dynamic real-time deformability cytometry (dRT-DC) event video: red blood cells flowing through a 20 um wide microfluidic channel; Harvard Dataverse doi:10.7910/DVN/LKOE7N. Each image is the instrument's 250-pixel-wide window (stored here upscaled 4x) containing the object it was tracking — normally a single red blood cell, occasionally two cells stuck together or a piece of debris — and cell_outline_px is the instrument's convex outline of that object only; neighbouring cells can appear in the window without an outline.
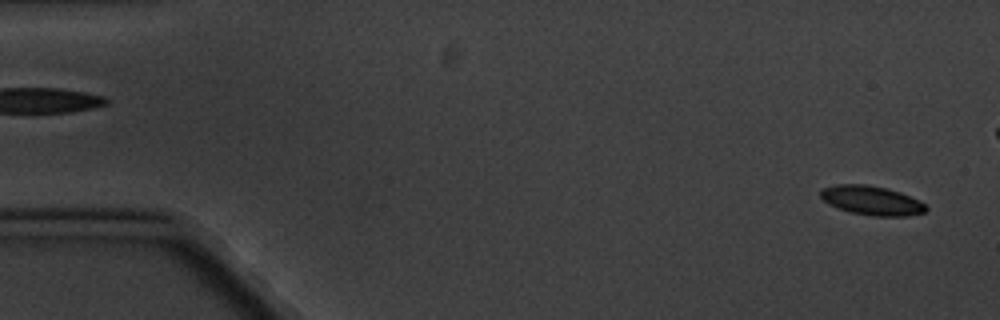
{"species": "common noctule bat (a hibernating species)", "species_latin": "Nyctalus noctula", "temperature_condition": "cold", "stored_images_in_passage": 9, "camera_frame_rate_fps": 3000, "um_per_image_px": 0.085, "animal": {"sex": "male", "body_mass_g": 20.1, "forearm_length_mm": 53.5}, "frame": {"image": 1, "passage_image": 1, "time_ms": 0.0, "image_size_px": [1000, 320], "cell_outline_px": [[928, 208], [924, 212], [908, 216], [872, 216], [848, 212], [828, 204], [820, 196], [820, 192], [824, 188], [836, 184], [864, 184], [888, 188], [900, 192], [920, 200]], "centroid_in_image_um": [74.1, 17.04], "position_along_channel_um": 10.9, "area_um2": 18.03}}